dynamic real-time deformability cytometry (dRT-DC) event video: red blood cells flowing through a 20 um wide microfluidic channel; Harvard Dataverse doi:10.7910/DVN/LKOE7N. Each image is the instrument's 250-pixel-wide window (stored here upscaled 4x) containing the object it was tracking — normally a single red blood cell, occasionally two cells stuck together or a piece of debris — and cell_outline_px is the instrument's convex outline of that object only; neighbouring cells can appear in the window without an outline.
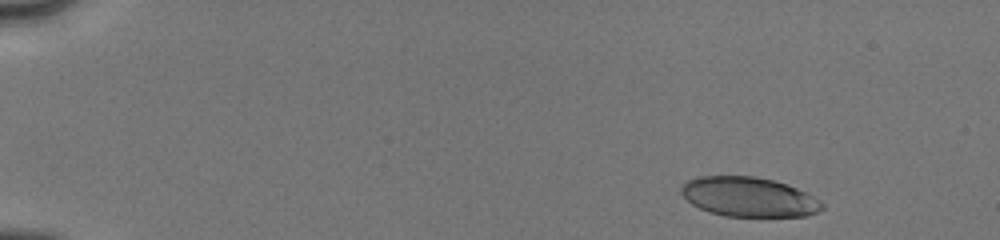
{"species": "human", "species_latin": "Homo sapiens", "temperature_condition": "cold", "stored_images_in_passage": 12, "camera_frame_rate_fps": 3000, "um_per_image_px": 0.085, "donor": {"sex": "male"}, "frame": {"image": 1, "passage_image": 2, "time_ms": 0.667, "image_size_px": [1000, 240], "cell_outline_px": [[824, 208], [808, 216], [724, 216], [708, 212], [692, 204], [680, 192], [680, 188], [688, 180], [700, 176], [756, 176], [788, 184], [820, 200], [824, 204]], "centroid_in_image_um": [63.65, 16.74], "position_along_channel_um": 21.4, "area_um2": 32.43}}
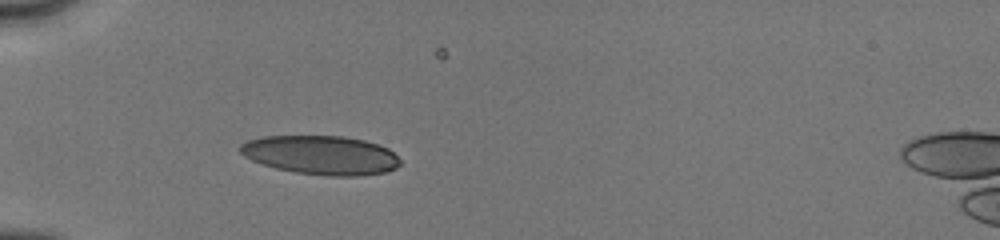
{"frame": {"image": 2, "passage_image": 8, "time_ms": 4.333, "image_size_px": [1000, 240], "cell_outline_px": [[400, 164], [396, 168], [388, 172], [360, 176], [332, 176], [296, 172], [276, 168], [260, 164], [244, 156], [240, 152], [240, 144], [248, 140], [264, 136], [344, 136], [364, 140], [380, 144], [388, 148], [400, 160]], "centroid_in_image_um": [27.3, 13.18], "position_along_channel_um": 57.7, "area_um2": 36.47}}
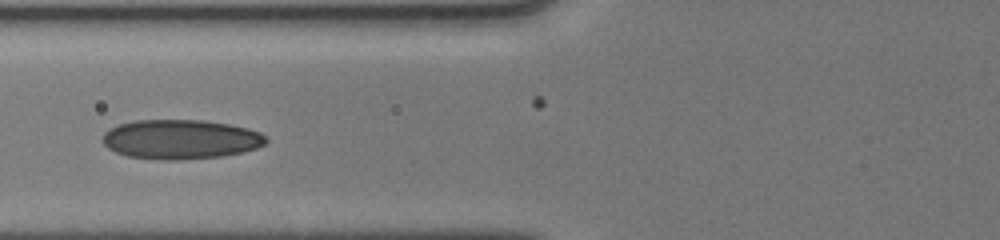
{"frame": {"image": 3, "passage_image": 11, "time_ms": 6.0, "image_size_px": [1000, 240], "cell_outline_px": [[268, 140], [264, 144], [256, 148], [240, 152], [220, 156], [180, 160], [164, 160], [128, 156], [116, 152], [108, 148], [104, 144], [104, 132], [108, 128], [116, 124], [136, 120], [204, 120], [228, 124], [248, 128], [260, 132]], "centroid_in_image_um": [15.32, 11.83], "position_along_channel_um": 110.5, "area_um2": 37.51}}